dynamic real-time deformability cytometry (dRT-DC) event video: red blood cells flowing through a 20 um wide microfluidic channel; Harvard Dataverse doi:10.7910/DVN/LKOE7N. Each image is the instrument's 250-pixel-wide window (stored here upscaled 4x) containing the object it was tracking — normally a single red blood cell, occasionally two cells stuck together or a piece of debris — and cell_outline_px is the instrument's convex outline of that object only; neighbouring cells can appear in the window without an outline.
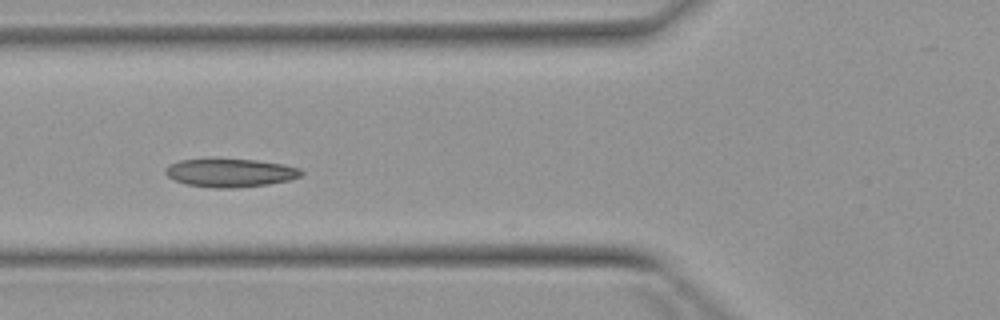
{"species": "Egyptian fruit bat (a non-hibernating species)", "species_latin": "Rousettus aegyptiacus", "temperature_condition": "warm", "stored_images_in_passage": 7, "camera_frame_rate_fps": 3000, "um_per_image_px": 0.085, "animal": {"sex": "female"}, "frame": {"image": 1, "passage_image": 5, "time_ms": 4.667, "image_size_px": [1000, 320], "cell_outline_px": [[304, 172], [300, 176], [288, 180], [268, 184], [236, 188], [212, 188], [188, 184], [176, 180], [168, 176], [164, 172], [164, 168], [168, 164], [180, 160], [256, 160], [284, 164], [300, 168]], "centroid_in_image_um": [19.58, 14.7], "position_along_channel_um": 106.2, "area_um2": 22.14}}
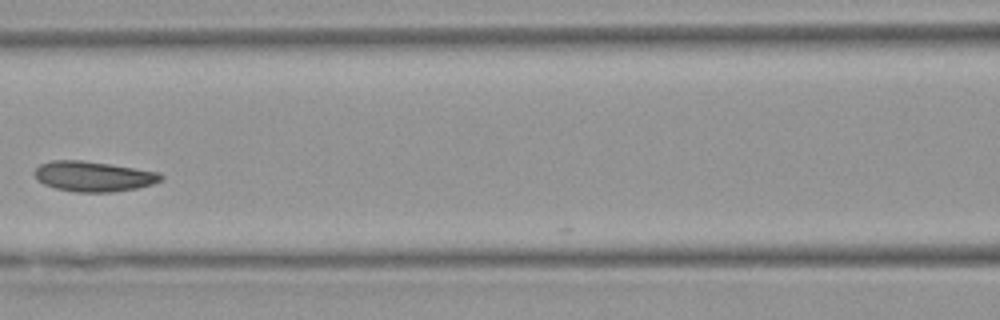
{"frame": {"image": 2, "passage_image": 6, "time_ms": 6.0, "image_size_px": [1000, 320], "cell_outline_px": [[164, 180], [152, 184], [136, 188], [112, 192], [76, 192], [56, 188], [44, 184], [36, 180], [32, 172], [40, 164], [52, 160], [80, 160], [108, 164], [160, 172], [164, 176]], "centroid_in_image_um": [7.93, 14.99], "position_along_channel_um": 158.7, "area_um2": 22.31}}
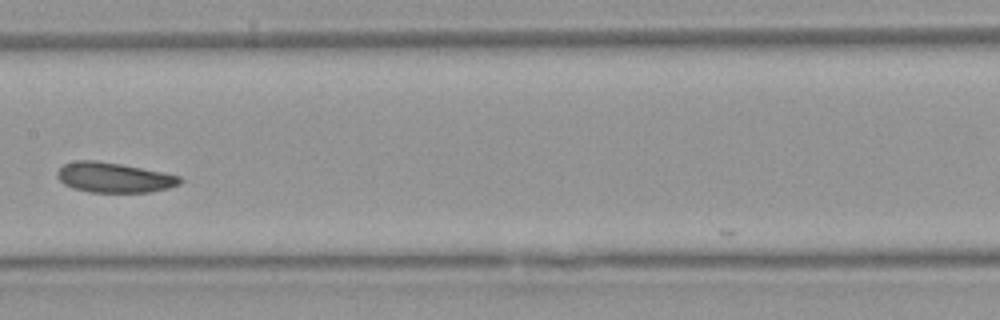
{"frame": {"image": 3, "passage_image": 7, "time_ms": 7.0, "image_size_px": [1000, 320], "cell_outline_px": [[184, 180], [180, 184], [168, 188], [148, 192], [88, 192], [72, 188], [64, 184], [56, 176], [56, 172], [64, 164], [76, 160], [96, 160], [120, 164], [180, 176]], "centroid_in_image_um": [9.66, 15.09], "position_along_channel_um": 197.7, "area_um2": 21.39}}